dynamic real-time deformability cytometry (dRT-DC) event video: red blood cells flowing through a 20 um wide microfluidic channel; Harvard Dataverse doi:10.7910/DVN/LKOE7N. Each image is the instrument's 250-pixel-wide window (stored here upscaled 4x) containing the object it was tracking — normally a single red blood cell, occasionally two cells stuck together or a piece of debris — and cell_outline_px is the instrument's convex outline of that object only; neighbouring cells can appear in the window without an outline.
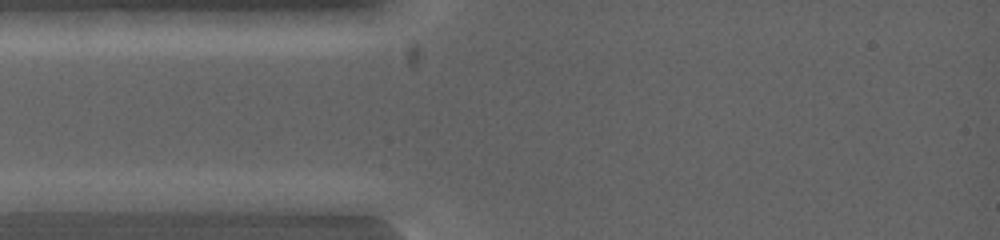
{"species": "common noctule bat (a hibernating species)", "species_latin": "Nyctalus noctula", "temperature_condition": "warm", "stored_images_in_passage": 2, "camera_frame_rate_fps": 5000, "um_per_image_px": 0.085, "animal": {"sex": "female", "body_mass_g": 19.0, "forearm_length_mm": 53.3}, "frame": {"image": 1, "passage_image": 1, "time_ms": 0.0, "image_size_px": [1000, 240], "cell_outline_px": [[116, 200], [84, 212], [24, 212], [16, 200], [40, 192], [112, 192]], "centroid_in_image_um": [5.51, 17.14], "position_along_channel_um": 79.5, "area_um2": 11.91}}